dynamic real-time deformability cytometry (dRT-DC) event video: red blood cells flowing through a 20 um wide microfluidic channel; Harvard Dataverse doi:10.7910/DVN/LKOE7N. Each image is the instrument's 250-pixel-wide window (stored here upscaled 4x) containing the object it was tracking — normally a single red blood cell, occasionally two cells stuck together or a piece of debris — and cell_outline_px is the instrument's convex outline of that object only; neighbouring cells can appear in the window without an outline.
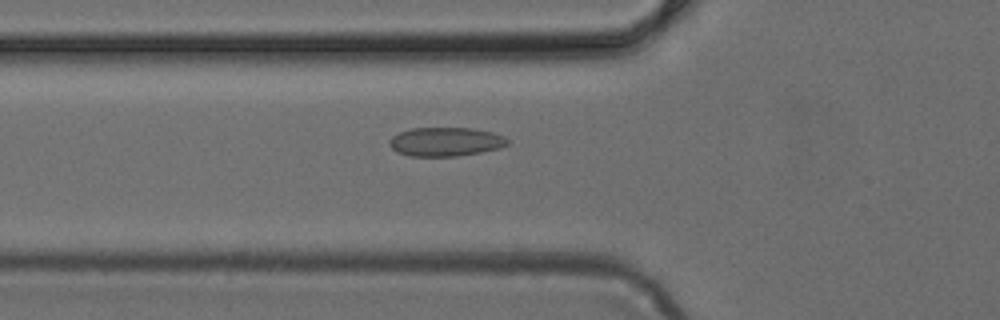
{"species": "common noctule bat (a hibernating species)", "species_latin": "Nyctalus noctula", "temperature_condition": "cold", "stored_images_in_passage": 46, "camera_frame_rate_fps": 3000, "um_per_image_px": 0.085, "animal": {"sex": "female", "body_mass_g": 24.6, "forearm_length_mm": 56.2}, "frame": {"image": 1, "passage_image": 15, "time_ms": 4.667, "image_size_px": [1000, 320], "cell_outline_px": [[508, 144], [500, 148], [480, 152], [456, 156], [408, 156], [396, 152], [388, 144], [388, 140], [392, 136], [400, 132], [412, 128], [472, 128], [492, 132], [504, 136], [508, 140]], "centroid_in_image_um": [37.85, 12.05], "position_along_channel_um": 88.0, "area_um2": 19.94}}
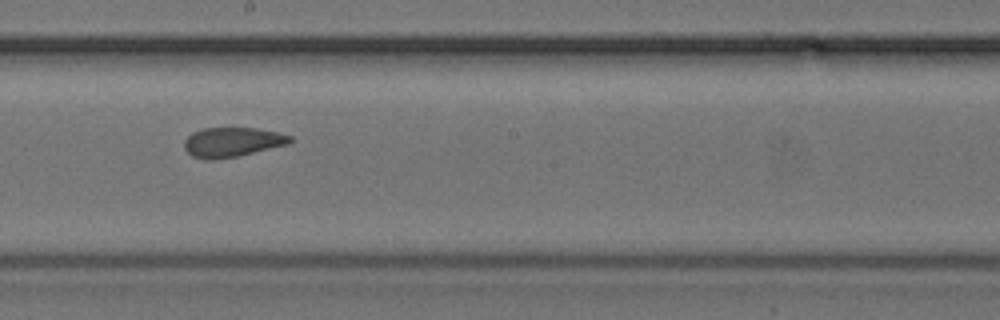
{"frame": {"image": 2, "passage_image": 25, "time_ms": 8.0, "image_size_px": [1000, 320], "cell_outline_px": [[292, 140], [288, 144], [236, 156], [212, 160], [204, 160], [192, 156], [184, 148], [184, 140], [192, 132], [204, 128], [256, 128], [276, 132], [292, 136]], "centroid_in_image_um": [19.7, 12.08], "position_along_channel_um": 228.5, "area_um2": 18.09}}
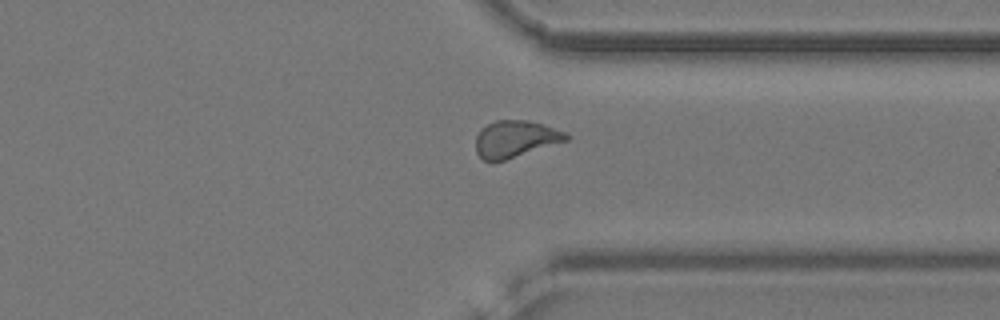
{"frame": {"image": 3, "passage_image": 35, "time_ms": 11.333, "image_size_px": [1000, 320], "cell_outline_px": [[568, 140], [504, 160], [484, 160], [476, 152], [476, 136], [480, 128], [496, 120], [524, 120], [544, 124], [564, 132], [568, 136]], "centroid_in_image_um": [43.78, 11.79], "position_along_channel_um": 367.6, "area_um2": 19.07}}